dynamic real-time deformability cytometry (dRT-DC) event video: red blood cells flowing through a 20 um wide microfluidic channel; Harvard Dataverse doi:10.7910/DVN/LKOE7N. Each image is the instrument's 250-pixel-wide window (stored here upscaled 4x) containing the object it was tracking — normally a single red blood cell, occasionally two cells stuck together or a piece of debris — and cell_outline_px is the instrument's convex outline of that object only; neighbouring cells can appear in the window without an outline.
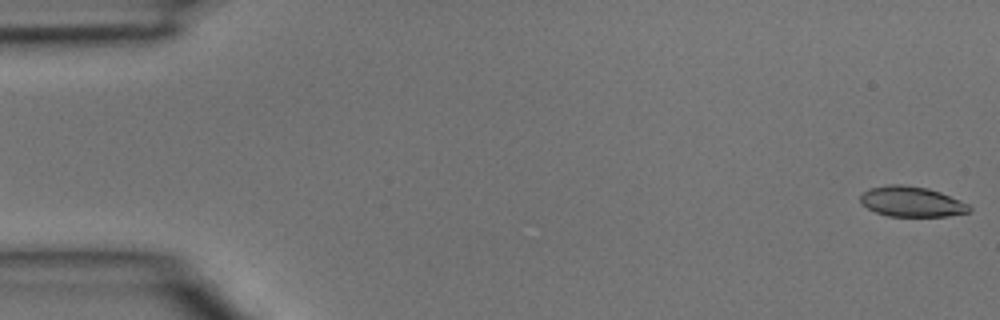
{"species": "common noctule bat (a hibernating species)", "species_latin": "Nyctalus noctula", "temperature_condition": "room temperature", "stored_images_in_passage": 4, "camera_frame_rate_fps": 3000, "um_per_image_px": 0.085, "animal": {"sex": "male", "body_mass_g": 15.6}, "frame": {"image": 1, "passage_image": 1, "time_ms": 0.0, "image_size_px": [1000, 320], "cell_outline_px": [[972, 208], [968, 212], [948, 216], [888, 216], [876, 212], [868, 208], [860, 200], [860, 196], [868, 188], [888, 184], [900, 184], [928, 188], [940, 192], [960, 200], [968, 204]], "centroid_in_image_um": [77.49, 17.13], "position_along_channel_um": 7.5, "area_um2": 19.13}}
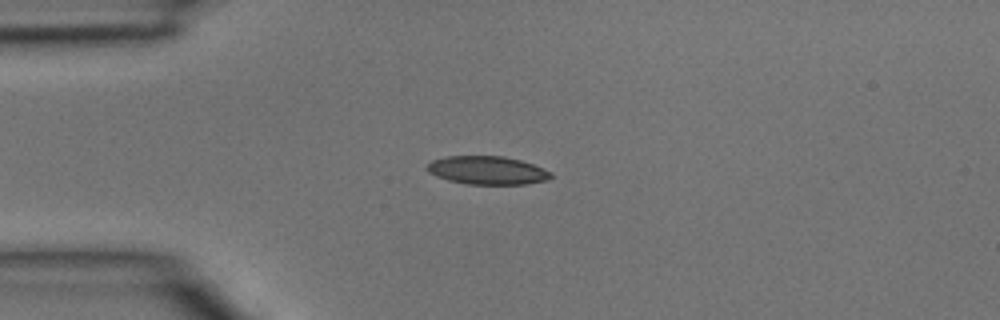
{"frame": {"image": 2, "passage_image": 4, "time_ms": 1.0, "image_size_px": [1000, 320], "cell_outline_px": [[552, 176], [548, 180], [524, 184], [468, 184], [448, 180], [436, 176], [428, 172], [424, 168], [432, 160], [448, 156], [504, 156], [520, 160], [532, 164], [552, 172]], "centroid_in_image_um": [41.4, 14.47], "position_along_channel_um": 43.6, "area_um2": 20.4}}